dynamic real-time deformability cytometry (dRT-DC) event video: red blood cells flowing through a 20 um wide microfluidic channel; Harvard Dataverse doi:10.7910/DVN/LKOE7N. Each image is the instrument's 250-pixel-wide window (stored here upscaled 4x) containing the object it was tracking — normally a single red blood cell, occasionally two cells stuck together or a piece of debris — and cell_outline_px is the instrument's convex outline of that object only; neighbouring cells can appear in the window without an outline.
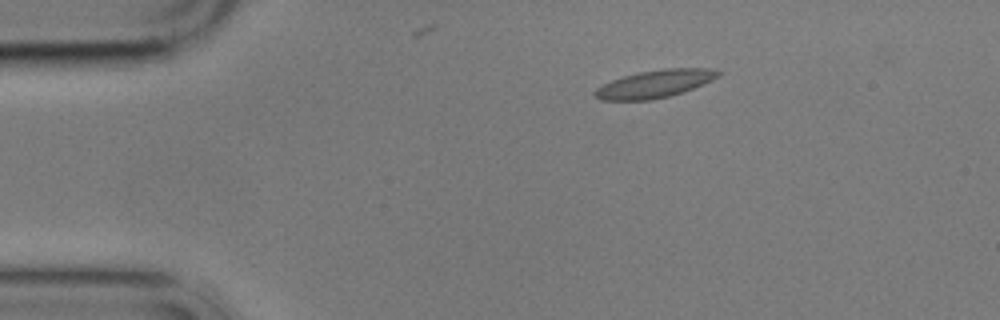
{"species": "common noctule bat (a hibernating species)", "species_latin": "Nyctalus noctula", "temperature_condition": "cold", "stored_images_in_passage": 3, "camera_frame_rate_fps": 3000, "um_per_image_px": 0.085, "animal": {"sex": "male", "body_mass_g": 17.9}, "frame": {"image": 1, "passage_image": 1, "time_ms": 0.0, "image_size_px": [1000, 320], "cell_outline_px": [[724, 72], [712, 80], [692, 88], [668, 96], [652, 100], [600, 100], [592, 92], [596, 88], [612, 80], [636, 72], [664, 68], [716, 68]], "centroid_in_image_um": [55.68, 7.11], "position_along_channel_um": 29.3, "area_um2": 19.88}}
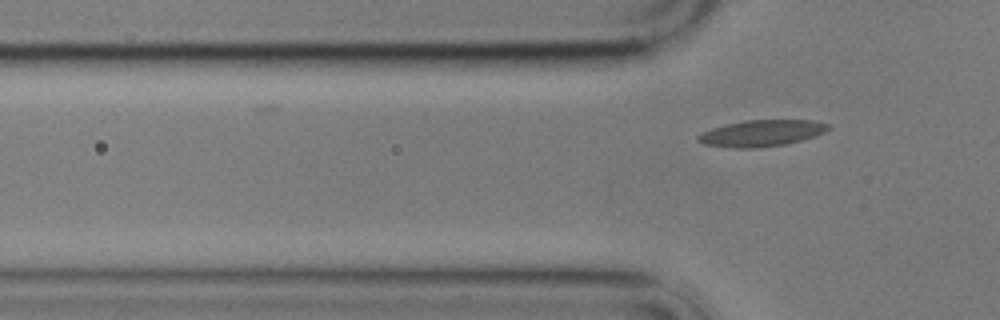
{"frame": {"image": 2, "passage_image": 3, "time_ms": 2.333, "image_size_px": [1000, 320], "cell_outline_px": [[832, 128], [824, 132], [800, 140], [784, 144], [756, 148], [732, 148], [704, 144], [696, 140], [696, 136], [712, 128], [744, 120], [812, 120], [828, 124]], "centroid_in_image_um": [64.71, 11.32], "position_along_channel_um": 61.1, "area_um2": 19.83}}